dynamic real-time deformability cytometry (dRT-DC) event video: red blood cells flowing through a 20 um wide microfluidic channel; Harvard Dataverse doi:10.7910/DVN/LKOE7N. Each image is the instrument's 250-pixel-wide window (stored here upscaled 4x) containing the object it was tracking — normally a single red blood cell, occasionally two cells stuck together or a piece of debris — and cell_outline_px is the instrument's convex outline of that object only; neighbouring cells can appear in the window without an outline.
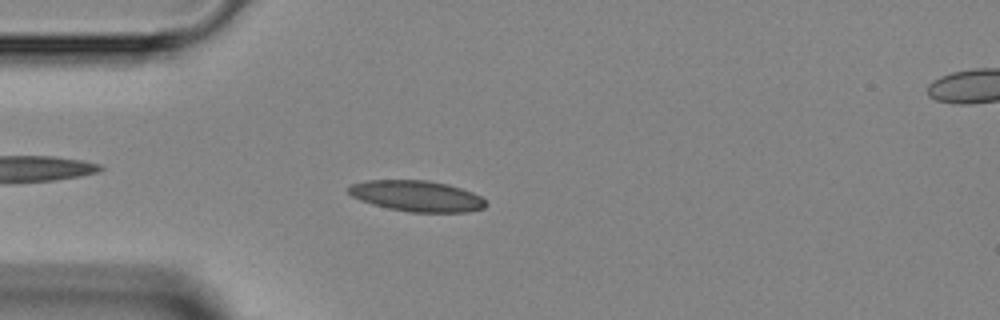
{"species": "Egyptian fruit bat (a non-hibernating species)", "species_latin": "Rousettus aegyptiacus", "temperature_condition": "room temperature", "stored_images_in_passage": 33, "camera_frame_rate_fps": 3000, "um_per_image_px": 0.085, "animal": {"sex": "female"}, "frame": {"image": 1, "passage_image": 4, "time_ms": 1.0, "image_size_px": [1000, 320], "cell_outline_px": [[488, 204], [484, 208], [468, 212], [412, 212], [388, 208], [372, 204], [360, 200], [352, 196], [348, 192], [348, 188], [352, 184], [368, 180], [428, 180], [448, 184], [472, 192], [480, 196]], "centroid_in_image_um": [35.44, 16.66], "position_along_channel_um": 49.6, "area_um2": 24.68}}
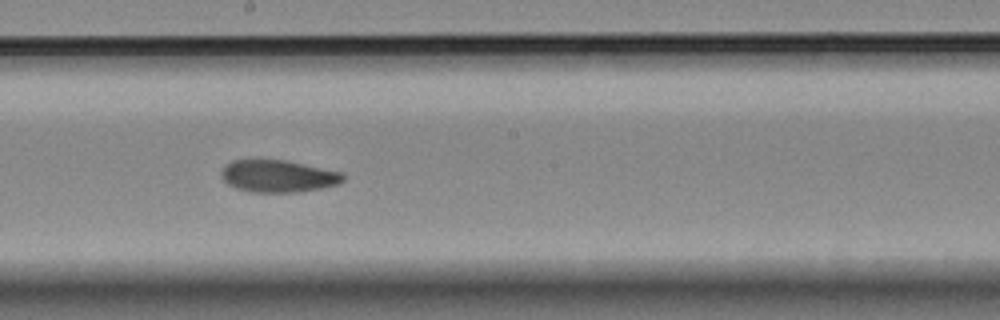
{"frame": {"image": 2, "passage_image": 17, "time_ms": 5.333, "image_size_px": [1000, 320], "cell_outline_px": [[344, 180], [340, 184], [300, 192], [252, 192], [236, 188], [228, 184], [220, 176], [220, 172], [224, 164], [232, 160], [284, 160], [344, 172]], "centroid_in_image_um": [23.64, 14.97], "position_along_channel_um": 224.6, "area_um2": 23.0}}
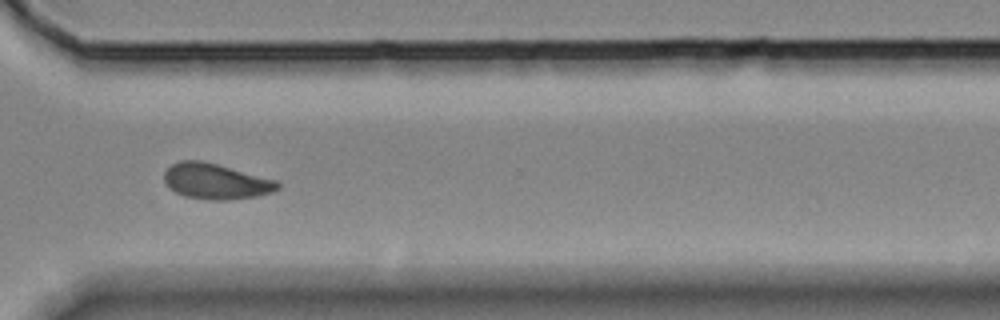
{"frame": {"image": 3, "passage_image": 26, "time_ms": 8.333, "image_size_px": [1000, 320], "cell_outline_px": [[280, 188], [272, 192], [256, 196], [228, 200], [208, 200], [184, 196], [168, 188], [164, 180], [164, 172], [172, 164], [180, 160], [200, 160], [216, 164], [276, 180], [280, 184]], "centroid_in_image_um": [18.32, 15.42], "position_along_channel_um": 352.3, "area_um2": 23.47}}